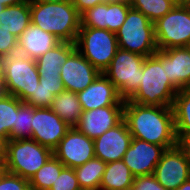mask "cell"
<instances>
[{"label":"cell","instance_id":"cell-1","mask_svg":"<svg viewBox=\"0 0 190 190\" xmlns=\"http://www.w3.org/2000/svg\"><path fill=\"white\" fill-rule=\"evenodd\" d=\"M124 120L132 138L166 149L177 146L173 107L124 103Z\"/></svg>","mask_w":190,"mask_h":190},{"label":"cell","instance_id":"cell-2","mask_svg":"<svg viewBox=\"0 0 190 190\" xmlns=\"http://www.w3.org/2000/svg\"><path fill=\"white\" fill-rule=\"evenodd\" d=\"M31 23L61 42L76 43L81 16L72 2H30Z\"/></svg>","mask_w":190,"mask_h":190},{"label":"cell","instance_id":"cell-3","mask_svg":"<svg viewBox=\"0 0 190 190\" xmlns=\"http://www.w3.org/2000/svg\"><path fill=\"white\" fill-rule=\"evenodd\" d=\"M166 75V65L155 55L146 57L138 90L128 100L141 105L173 107L179 90Z\"/></svg>","mask_w":190,"mask_h":190},{"label":"cell","instance_id":"cell-4","mask_svg":"<svg viewBox=\"0 0 190 190\" xmlns=\"http://www.w3.org/2000/svg\"><path fill=\"white\" fill-rule=\"evenodd\" d=\"M118 47L144 57L152 56L158 50L154 23L142 12L130 8L126 20L116 32Z\"/></svg>","mask_w":190,"mask_h":190},{"label":"cell","instance_id":"cell-5","mask_svg":"<svg viewBox=\"0 0 190 190\" xmlns=\"http://www.w3.org/2000/svg\"><path fill=\"white\" fill-rule=\"evenodd\" d=\"M52 155L50 148L31 138L9 140L4 170L30 180Z\"/></svg>","mask_w":190,"mask_h":190},{"label":"cell","instance_id":"cell-6","mask_svg":"<svg viewBox=\"0 0 190 190\" xmlns=\"http://www.w3.org/2000/svg\"><path fill=\"white\" fill-rule=\"evenodd\" d=\"M76 49L103 73L119 49L116 33L107 29L80 27Z\"/></svg>","mask_w":190,"mask_h":190},{"label":"cell","instance_id":"cell-7","mask_svg":"<svg viewBox=\"0 0 190 190\" xmlns=\"http://www.w3.org/2000/svg\"><path fill=\"white\" fill-rule=\"evenodd\" d=\"M40 76L36 61L15 53L4 57V87L6 94L25 102L39 84Z\"/></svg>","mask_w":190,"mask_h":190},{"label":"cell","instance_id":"cell-8","mask_svg":"<svg viewBox=\"0 0 190 190\" xmlns=\"http://www.w3.org/2000/svg\"><path fill=\"white\" fill-rule=\"evenodd\" d=\"M146 57L118 49L103 74L115 85L123 100H128L137 90L142 77Z\"/></svg>","mask_w":190,"mask_h":190},{"label":"cell","instance_id":"cell-9","mask_svg":"<svg viewBox=\"0 0 190 190\" xmlns=\"http://www.w3.org/2000/svg\"><path fill=\"white\" fill-rule=\"evenodd\" d=\"M158 50L190 46V4L174 6L154 23Z\"/></svg>","mask_w":190,"mask_h":190},{"label":"cell","instance_id":"cell-10","mask_svg":"<svg viewBox=\"0 0 190 190\" xmlns=\"http://www.w3.org/2000/svg\"><path fill=\"white\" fill-rule=\"evenodd\" d=\"M53 155L65 167H78L95 157L94 140L71 127L53 150Z\"/></svg>","mask_w":190,"mask_h":190},{"label":"cell","instance_id":"cell-11","mask_svg":"<svg viewBox=\"0 0 190 190\" xmlns=\"http://www.w3.org/2000/svg\"><path fill=\"white\" fill-rule=\"evenodd\" d=\"M153 175L166 190H175L190 179V161L178 146L167 149Z\"/></svg>","mask_w":190,"mask_h":190},{"label":"cell","instance_id":"cell-12","mask_svg":"<svg viewBox=\"0 0 190 190\" xmlns=\"http://www.w3.org/2000/svg\"><path fill=\"white\" fill-rule=\"evenodd\" d=\"M31 139L52 151L71 128L50 107H33Z\"/></svg>","mask_w":190,"mask_h":190},{"label":"cell","instance_id":"cell-13","mask_svg":"<svg viewBox=\"0 0 190 190\" xmlns=\"http://www.w3.org/2000/svg\"><path fill=\"white\" fill-rule=\"evenodd\" d=\"M131 5L123 1L102 3L84 11L81 27L107 29L116 33L126 20Z\"/></svg>","mask_w":190,"mask_h":190},{"label":"cell","instance_id":"cell-14","mask_svg":"<svg viewBox=\"0 0 190 190\" xmlns=\"http://www.w3.org/2000/svg\"><path fill=\"white\" fill-rule=\"evenodd\" d=\"M166 150L163 146L132 138L123 161L134 177L151 175Z\"/></svg>","mask_w":190,"mask_h":190},{"label":"cell","instance_id":"cell-15","mask_svg":"<svg viewBox=\"0 0 190 190\" xmlns=\"http://www.w3.org/2000/svg\"><path fill=\"white\" fill-rule=\"evenodd\" d=\"M100 72L75 49L60 68V78L65 90L78 93L86 89Z\"/></svg>","mask_w":190,"mask_h":190},{"label":"cell","instance_id":"cell-16","mask_svg":"<svg viewBox=\"0 0 190 190\" xmlns=\"http://www.w3.org/2000/svg\"><path fill=\"white\" fill-rule=\"evenodd\" d=\"M131 140L132 135L123 119L118 125L94 139L95 157L106 163L123 160Z\"/></svg>","mask_w":190,"mask_h":190},{"label":"cell","instance_id":"cell-17","mask_svg":"<svg viewBox=\"0 0 190 190\" xmlns=\"http://www.w3.org/2000/svg\"><path fill=\"white\" fill-rule=\"evenodd\" d=\"M124 119V106H106L93 110H83L78 124L79 131L91 139L118 125Z\"/></svg>","mask_w":190,"mask_h":190},{"label":"cell","instance_id":"cell-18","mask_svg":"<svg viewBox=\"0 0 190 190\" xmlns=\"http://www.w3.org/2000/svg\"><path fill=\"white\" fill-rule=\"evenodd\" d=\"M76 94L83 110L124 106L125 103L115 85L103 73H100L86 89Z\"/></svg>","mask_w":190,"mask_h":190},{"label":"cell","instance_id":"cell-19","mask_svg":"<svg viewBox=\"0 0 190 190\" xmlns=\"http://www.w3.org/2000/svg\"><path fill=\"white\" fill-rule=\"evenodd\" d=\"M154 55L166 65V76L178 90L190 89V46L157 50Z\"/></svg>","mask_w":190,"mask_h":190},{"label":"cell","instance_id":"cell-20","mask_svg":"<svg viewBox=\"0 0 190 190\" xmlns=\"http://www.w3.org/2000/svg\"><path fill=\"white\" fill-rule=\"evenodd\" d=\"M60 42L54 34L31 23L18 38V53L36 60Z\"/></svg>","mask_w":190,"mask_h":190},{"label":"cell","instance_id":"cell-21","mask_svg":"<svg viewBox=\"0 0 190 190\" xmlns=\"http://www.w3.org/2000/svg\"><path fill=\"white\" fill-rule=\"evenodd\" d=\"M76 49V43L60 42L36 59L40 77H60V68L68 56Z\"/></svg>","mask_w":190,"mask_h":190},{"label":"cell","instance_id":"cell-22","mask_svg":"<svg viewBox=\"0 0 190 190\" xmlns=\"http://www.w3.org/2000/svg\"><path fill=\"white\" fill-rule=\"evenodd\" d=\"M31 24L30 2L11 5L0 12V27L19 38Z\"/></svg>","mask_w":190,"mask_h":190},{"label":"cell","instance_id":"cell-23","mask_svg":"<svg viewBox=\"0 0 190 190\" xmlns=\"http://www.w3.org/2000/svg\"><path fill=\"white\" fill-rule=\"evenodd\" d=\"M134 176L123 160L108 162L99 190H131Z\"/></svg>","mask_w":190,"mask_h":190},{"label":"cell","instance_id":"cell-24","mask_svg":"<svg viewBox=\"0 0 190 190\" xmlns=\"http://www.w3.org/2000/svg\"><path fill=\"white\" fill-rule=\"evenodd\" d=\"M50 109L70 127H75L78 124L83 112L77 94L69 90H64L59 95H56Z\"/></svg>","mask_w":190,"mask_h":190},{"label":"cell","instance_id":"cell-25","mask_svg":"<svg viewBox=\"0 0 190 190\" xmlns=\"http://www.w3.org/2000/svg\"><path fill=\"white\" fill-rule=\"evenodd\" d=\"M106 162L93 157L85 164L75 167V173L82 190H99Z\"/></svg>","mask_w":190,"mask_h":190},{"label":"cell","instance_id":"cell-26","mask_svg":"<svg viewBox=\"0 0 190 190\" xmlns=\"http://www.w3.org/2000/svg\"><path fill=\"white\" fill-rule=\"evenodd\" d=\"M65 166L54 155L30 178L31 190H49Z\"/></svg>","mask_w":190,"mask_h":190},{"label":"cell","instance_id":"cell-27","mask_svg":"<svg viewBox=\"0 0 190 190\" xmlns=\"http://www.w3.org/2000/svg\"><path fill=\"white\" fill-rule=\"evenodd\" d=\"M173 111L176 134H190V89L179 90Z\"/></svg>","mask_w":190,"mask_h":190},{"label":"cell","instance_id":"cell-28","mask_svg":"<svg viewBox=\"0 0 190 190\" xmlns=\"http://www.w3.org/2000/svg\"><path fill=\"white\" fill-rule=\"evenodd\" d=\"M22 101L17 97L5 94L0 98V136L9 141V135L16 120V111Z\"/></svg>","mask_w":190,"mask_h":190},{"label":"cell","instance_id":"cell-29","mask_svg":"<svg viewBox=\"0 0 190 190\" xmlns=\"http://www.w3.org/2000/svg\"><path fill=\"white\" fill-rule=\"evenodd\" d=\"M32 122L33 107L22 102L18 107V111H16V120L9 135V140L31 138Z\"/></svg>","mask_w":190,"mask_h":190},{"label":"cell","instance_id":"cell-30","mask_svg":"<svg viewBox=\"0 0 190 190\" xmlns=\"http://www.w3.org/2000/svg\"><path fill=\"white\" fill-rule=\"evenodd\" d=\"M131 8L142 12L152 23L167 14L174 5L169 0H133Z\"/></svg>","mask_w":190,"mask_h":190},{"label":"cell","instance_id":"cell-31","mask_svg":"<svg viewBox=\"0 0 190 190\" xmlns=\"http://www.w3.org/2000/svg\"><path fill=\"white\" fill-rule=\"evenodd\" d=\"M49 190H82L74 168L64 167Z\"/></svg>","mask_w":190,"mask_h":190},{"label":"cell","instance_id":"cell-32","mask_svg":"<svg viewBox=\"0 0 190 190\" xmlns=\"http://www.w3.org/2000/svg\"><path fill=\"white\" fill-rule=\"evenodd\" d=\"M0 190H31L29 180L4 170L0 175Z\"/></svg>","mask_w":190,"mask_h":190},{"label":"cell","instance_id":"cell-33","mask_svg":"<svg viewBox=\"0 0 190 190\" xmlns=\"http://www.w3.org/2000/svg\"><path fill=\"white\" fill-rule=\"evenodd\" d=\"M54 97L55 95L43 83H39L25 103L32 107H50Z\"/></svg>","mask_w":190,"mask_h":190},{"label":"cell","instance_id":"cell-34","mask_svg":"<svg viewBox=\"0 0 190 190\" xmlns=\"http://www.w3.org/2000/svg\"><path fill=\"white\" fill-rule=\"evenodd\" d=\"M18 52V38L0 27V56L6 57Z\"/></svg>","mask_w":190,"mask_h":190},{"label":"cell","instance_id":"cell-35","mask_svg":"<svg viewBox=\"0 0 190 190\" xmlns=\"http://www.w3.org/2000/svg\"><path fill=\"white\" fill-rule=\"evenodd\" d=\"M131 190H166L154 177L151 175H143L134 177Z\"/></svg>","mask_w":190,"mask_h":190},{"label":"cell","instance_id":"cell-36","mask_svg":"<svg viewBox=\"0 0 190 190\" xmlns=\"http://www.w3.org/2000/svg\"><path fill=\"white\" fill-rule=\"evenodd\" d=\"M39 83H43L55 96L65 90L60 77H40Z\"/></svg>","mask_w":190,"mask_h":190},{"label":"cell","instance_id":"cell-37","mask_svg":"<svg viewBox=\"0 0 190 190\" xmlns=\"http://www.w3.org/2000/svg\"><path fill=\"white\" fill-rule=\"evenodd\" d=\"M119 0H72L73 5L81 15L87 9L102 3L115 2Z\"/></svg>","mask_w":190,"mask_h":190},{"label":"cell","instance_id":"cell-38","mask_svg":"<svg viewBox=\"0 0 190 190\" xmlns=\"http://www.w3.org/2000/svg\"><path fill=\"white\" fill-rule=\"evenodd\" d=\"M177 146L184 152L190 161V134H176Z\"/></svg>","mask_w":190,"mask_h":190},{"label":"cell","instance_id":"cell-39","mask_svg":"<svg viewBox=\"0 0 190 190\" xmlns=\"http://www.w3.org/2000/svg\"><path fill=\"white\" fill-rule=\"evenodd\" d=\"M7 142L5 137L0 136V167H4L7 155Z\"/></svg>","mask_w":190,"mask_h":190},{"label":"cell","instance_id":"cell-40","mask_svg":"<svg viewBox=\"0 0 190 190\" xmlns=\"http://www.w3.org/2000/svg\"><path fill=\"white\" fill-rule=\"evenodd\" d=\"M27 1L28 0H0L1 4H3L5 7L11 5H18Z\"/></svg>","mask_w":190,"mask_h":190},{"label":"cell","instance_id":"cell-41","mask_svg":"<svg viewBox=\"0 0 190 190\" xmlns=\"http://www.w3.org/2000/svg\"><path fill=\"white\" fill-rule=\"evenodd\" d=\"M29 2L64 3V2H72V0H29Z\"/></svg>","mask_w":190,"mask_h":190},{"label":"cell","instance_id":"cell-42","mask_svg":"<svg viewBox=\"0 0 190 190\" xmlns=\"http://www.w3.org/2000/svg\"><path fill=\"white\" fill-rule=\"evenodd\" d=\"M174 6L190 4V0H169Z\"/></svg>","mask_w":190,"mask_h":190},{"label":"cell","instance_id":"cell-43","mask_svg":"<svg viewBox=\"0 0 190 190\" xmlns=\"http://www.w3.org/2000/svg\"><path fill=\"white\" fill-rule=\"evenodd\" d=\"M4 79V57L0 56V81Z\"/></svg>","mask_w":190,"mask_h":190},{"label":"cell","instance_id":"cell-44","mask_svg":"<svg viewBox=\"0 0 190 190\" xmlns=\"http://www.w3.org/2000/svg\"><path fill=\"white\" fill-rule=\"evenodd\" d=\"M175 190H190V179L185 181L181 186Z\"/></svg>","mask_w":190,"mask_h":190},{"label":"cell","instance_id":"cell-45","mask_svg":"<svg viewBox=\"0 0 190 190\" xmlns=\"http://www.w3.org/2000/svg\"><path fill=\"white\" fill-rule=\"evenodd\" d=\"M5 94L6 92H5L4 82L0 81V98H2Z\"/></svg>","mask_w":190,"mask_h":190},{"label":"cell","instance_id":"cell-46","mask_svg":"<svg viewBox=\"0 0 190 190\" xmlns=\"http://www.w3.org/2000/svg\"><path fill=\"white\" fill-rule=\"evenodd\" d=\"M5 6L3 4H1L0 2V12H2L4 10Z\"/></svg>","mask_w":190,"mask_h":190},{"label":"cell","instance_id":"cell-47","mask_svg":"<svg viewBox=\"0 0 190 190\" xmlns=\"http://www.w3.org/2000/svg\"><path fill=\"white\" fill-rule=\"evenodd\" d=\"M120 1L127 2L129 4H131L133 2V0H120Z\"/></svg>","mask_w":190,"mask_h":190},{"label":"cell","instance_id":"cell-48","mask_svg":"<svg viewBox=\"0 0 190 190\" xmlns=\"http://www.w3.org/2000/svg\"><path fill=\"white\" fill-rule=\"evenodd\" d=\"M4 171V167H0V175Z\"/></svg>","mask_w":190,"mask_h":190}]
</instances>
